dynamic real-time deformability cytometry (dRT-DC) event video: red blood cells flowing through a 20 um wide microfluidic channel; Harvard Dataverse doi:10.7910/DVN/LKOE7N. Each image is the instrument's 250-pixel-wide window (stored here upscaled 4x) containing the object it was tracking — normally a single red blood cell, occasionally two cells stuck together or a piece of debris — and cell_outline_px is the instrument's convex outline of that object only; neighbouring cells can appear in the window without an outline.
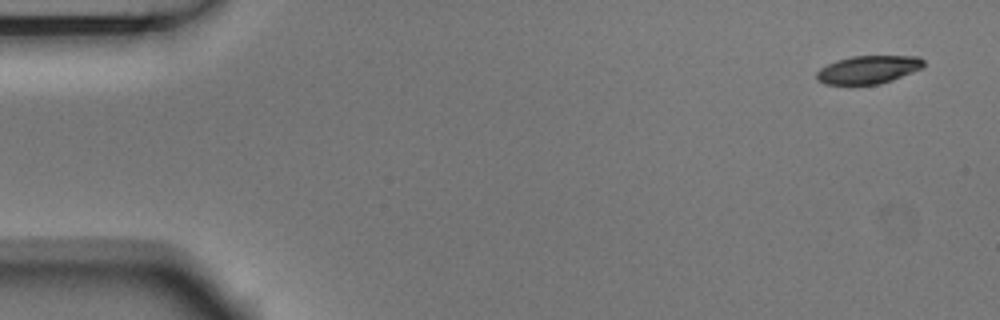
{"species": "Egyptian fruit bat (a non-hibernating species)", "species_latin": "Rousettus aegyptiacus", "temperature_condition": "room temperature", "stored_images_in_passage": 5, "camera_frame_rate_fps": 3000, "um_per_image_px": 0.085, "animal": {"sex": "male"}, "frame": {"image": 1, "passage_image": 1, "time_ms": 0.0, "image_size_px": [1000, 320], "cell_outline_px": [[924, 68], [892, 80], [880, 84], [824, 84], [816, 80], [816, 72], [820, 68], [836, 60], [852, 56], [920, 56], [924, 60]], "centroid_in_image_um": [73.82, 5.91], "position_along_channel_um": 11.2, "area_um2": 17.63}}
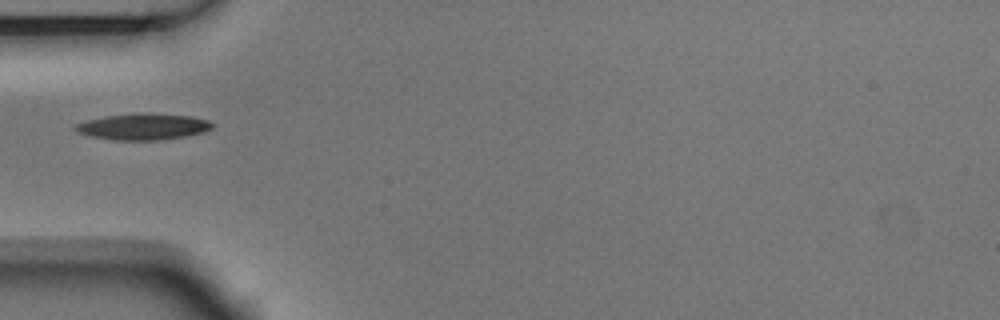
{"frame": {"image": 2, "passage_image": 5, "time_ms": 1.333, "image_size_px": [1000, 320], "cell_outline_px": [[212, 128], [204, 132], [184, 136], [160, 140], [116, 140], [92, 136], [76, 132], [72, 128], [76, 124], [88, 120], [108, 116], [192, 116], [208, 120], [212, 124]], "centroid_in_image_um": [12.15, 10.82], "position_along_channel_um": 72.9, "area_um2": 19.65}}